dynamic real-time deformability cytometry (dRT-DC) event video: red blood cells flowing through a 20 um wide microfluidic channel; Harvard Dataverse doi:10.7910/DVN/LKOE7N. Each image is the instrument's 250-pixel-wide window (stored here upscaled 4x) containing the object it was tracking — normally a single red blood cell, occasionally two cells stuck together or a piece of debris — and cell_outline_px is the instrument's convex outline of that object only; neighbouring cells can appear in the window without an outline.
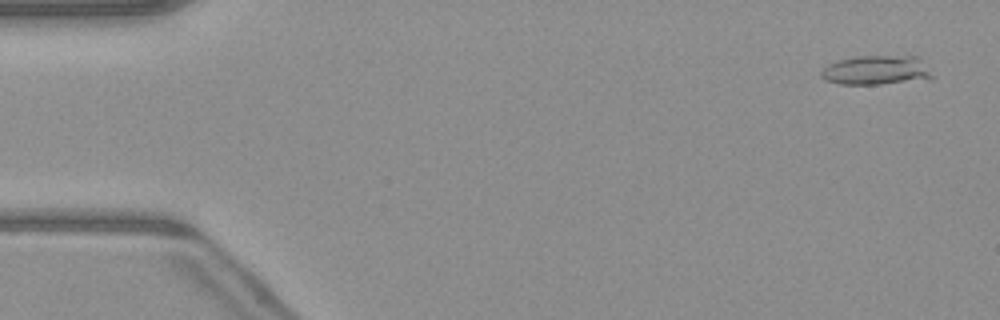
{"species": "common noctule bat (a hibernating species)", "species_latin": "Nyctalus noctula", "temperature_condition": "warm", "stored_images_in_passage": 15, "camera_frame_rate_fps": 3000, "um_per_image_px": 0.085, "animal": {"sex": "male", "body_mass_g": 23.1, "forearm_length_mm": 52.7}, "frame": {"image": 1, "passage_image": 3, "time_ms": 0.667, "image_size_px": [1000, 320], "cell_outline_px": [[936, 76], [932, 80], [880, 84], [840, 84], [824, 80], [820, 76], [820, 72], [828, 64], [836, 60], [856, 56], [916, 56]], "centroid_in_image_um": [74.51, 5.98], "position_along_channel_um": 10.5, "area_um2": 19.36}}